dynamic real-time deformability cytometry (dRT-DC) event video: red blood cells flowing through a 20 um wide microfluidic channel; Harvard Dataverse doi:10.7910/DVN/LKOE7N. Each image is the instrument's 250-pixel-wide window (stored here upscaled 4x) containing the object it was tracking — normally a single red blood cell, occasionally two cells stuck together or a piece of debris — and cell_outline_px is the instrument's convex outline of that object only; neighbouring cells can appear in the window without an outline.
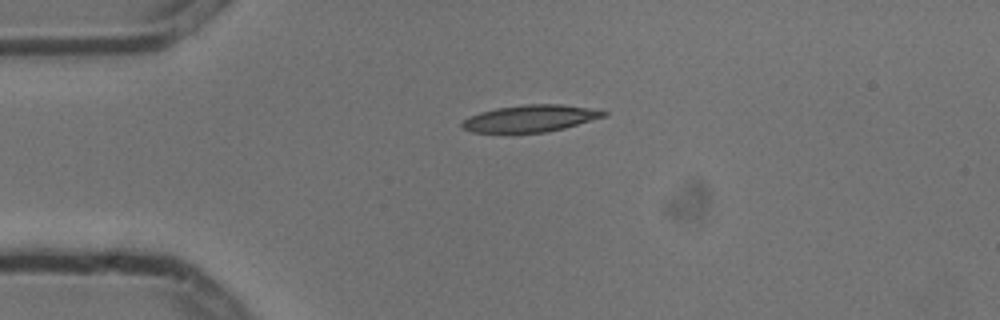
{"species": "common noctule bat (a hibernating species)", "species_latin": "Nyctalus noctula", "temperature_condition": "cold", "stored_images_in_passage": 4, "camera_frame_rate_fps": 3000, "um_per_image_px": 0.085, "animal": {"sex": "male", "body_mass_g": 13.3}, "frame": {"image": 1, "passage_image": 1, "time_ms": 0.0, "image_size_px": [1000, 320], "cell_outline_px": [[608, 112], [604, 116], [564, 128], [544, 132], [472, 132], [464, 128], [460, 124], [468, 116], [480, 112], [496, 108], [524, 104], [560, 104], [588, 108]], "centroid_in_image_um": [45.03, 10.06], "position_along_channel_um": 40.0, "area_um2": 21.79}}
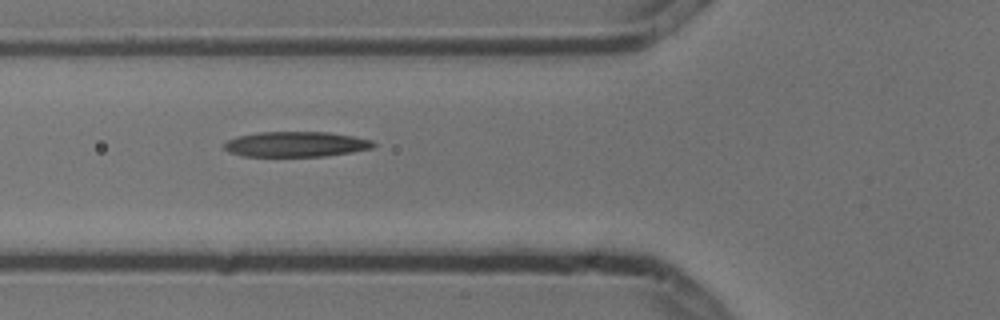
{"frame": {"image": 2, "passage_image": 3, "time_ms": 0.667, "image_size_px": [1000, 320], "cell_outline_px": [[376, 144], [372, 148], [352, 152], [324, 156], [244, 156], [232, 152], [224, 148], [224, 144], [228, 140], [236, 136], [260, 132], [328, 132], [352, 136], [372, 140]], "centroid_in_image_um": [25.17, 12.25], "position_along_channel_um": 100.6, "area_um2": 21.79}}
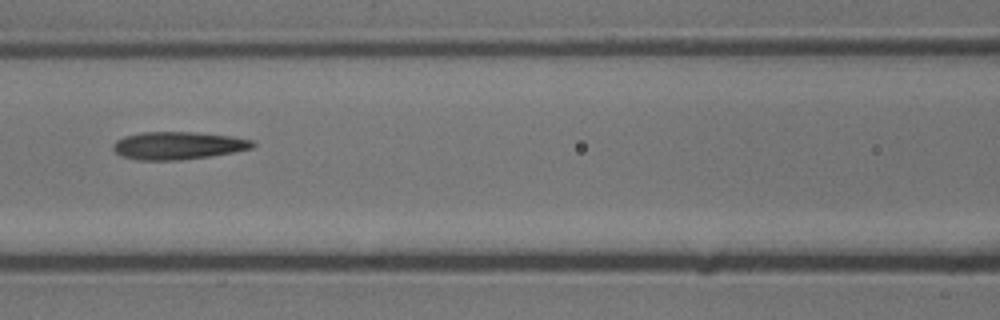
{"frame": {"image": 3, "passage_image": 4, "time_ms": 1.0, "image_size_px": [1000, 320], "cell_outline_px": [[256, 144], [252, 148], [232, 152], [208, 156], [180, 160], [136, 160], [120, 156], [112, 148], [112, 144], [116, 140], [124, 136], [140, 132], [196, 132], [232, 136], [252, 140]], "centroid_in_image_um": [15.08, 12.37], "position_along_channel_um": 151.5, "area_um2": 22.6}}